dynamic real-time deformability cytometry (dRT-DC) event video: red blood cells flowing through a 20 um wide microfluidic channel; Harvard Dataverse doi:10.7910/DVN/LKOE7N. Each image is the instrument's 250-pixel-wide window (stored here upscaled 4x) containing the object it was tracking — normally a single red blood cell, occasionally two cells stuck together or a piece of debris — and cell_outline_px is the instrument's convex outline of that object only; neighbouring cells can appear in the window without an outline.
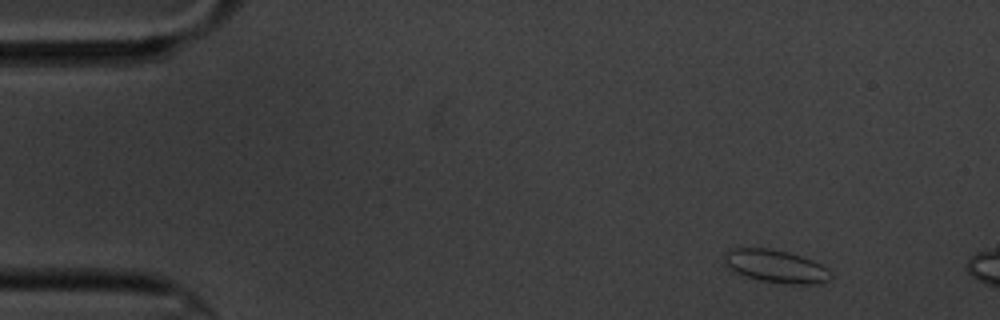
{"species": "common noctule bat (a hibernating species)", "species_latin": "Nyctalus noctula", "temperature_condition": "cold", "stored_images_in_passage": 4, "camera_frame_rate_fps": 3000, "um_per_image_px": 0.085, "animal": {"sex": "male", "body_mass_g": 20.1, "forearm_length_mm": 53.5}, "frame": {"image": 1, "passage_image": 1, "time_ms": 0.0, "image_size_px": [1000, 320], "cell_outline_px": [[832, 276], [828, 280], [820, 284], [784, 284], [760, 280], [732, 272], [724, 264], [724, 252], [728, 248], [768, 248], [788, 252], [812, 260], [828, 268]], "centroid_in_image_um": [65.9, 22.63], "position_along_channel_um": 19.1, "area_um2": 20.63}}